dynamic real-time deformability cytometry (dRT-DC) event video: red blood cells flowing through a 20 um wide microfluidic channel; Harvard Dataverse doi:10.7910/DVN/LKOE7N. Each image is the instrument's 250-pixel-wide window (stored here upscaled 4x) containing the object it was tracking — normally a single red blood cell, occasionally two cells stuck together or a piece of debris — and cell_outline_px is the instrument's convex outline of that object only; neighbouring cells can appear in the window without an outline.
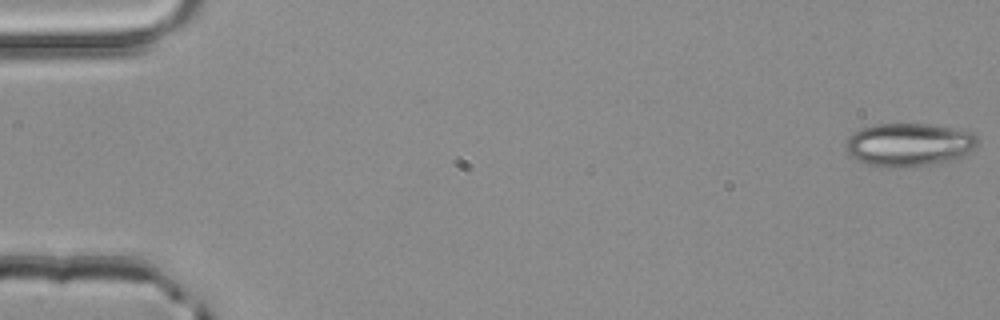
{"species": "common noctule bat (a hibernating species)", "species_latin": "Nyctalus noctula", "temperature_condition": "room temperature", "stored_images_in_passage": 16, "camera_frame_rate_fps": 3000, "um_per_image_px": 0.085, "animal": {"sex": "male", "body_mass_g": 20.4}, "frame": {"image": 1, "passage_image": 1, "time_ms": 0.0, "image_size_px": [1000, 320], "cell_outline_px": [[976, 148], [960, 156], [948, 160], [928, 164], [896, 168], [868, 164], [856, 160], [848, 156], [844, 144], [848, 136], [852, 132], [860, 128], [876, 124], [928, 124], [976, 132]], "centroid_in_image_um": [77.19, 12.28], "position_along_channel_um": 7.8, "area_um2": 33.18}}